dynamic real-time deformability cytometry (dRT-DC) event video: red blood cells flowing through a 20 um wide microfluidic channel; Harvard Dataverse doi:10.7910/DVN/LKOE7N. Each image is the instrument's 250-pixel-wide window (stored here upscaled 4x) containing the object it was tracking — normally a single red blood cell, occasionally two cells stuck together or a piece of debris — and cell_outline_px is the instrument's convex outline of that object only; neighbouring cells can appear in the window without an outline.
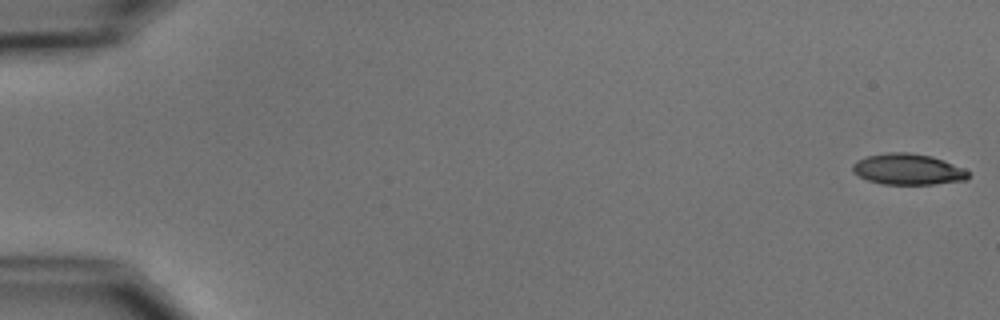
{"species": "common noctule bat (a hibernating species)", "species_latin": "Nyctalus noctula", "temperature_condition": "cold", "stored_images_in_passage": 7, "camera_frame_rate_fps": 3000, "um_per_image_px": 0.085, "animal": {"sex": "male", "body_mass_g": 15.6}, "frame": {"image": 1, "passage_image": 1, "time_ms": 0.0, "image_size_px": [1000, 320], "cell_outline_px": [[968, 180], [936, 184], [880, 184], [868, 180], [852, 172], [852, 164], [856, 160], [868, 156], [888, 152], [908, 152], [932, 156], [944, 160], [964, 168], [968, 172]], "centroid_in_image_um": [77.18, 14.39], "position_along_channel_um": 7.8, "area_um2": 21.04}}
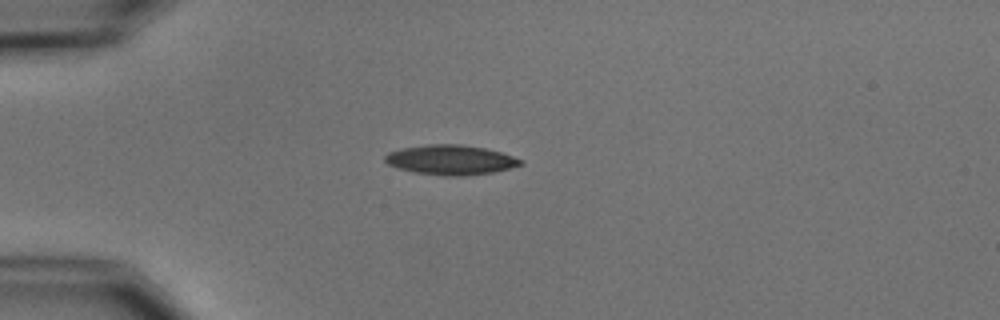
{"frame": {"image": 2, "passage_image": 5, "time_ms": 4.667, "image_size_px": [1000, 320], "cell_outline_px": [[524, 164], [492, 172], [468, 176], [444, 176], [412, 172], [396, 168], [388, 164], [384, 160], [384, 156], [388, 152], [400, 148], [428, 144], [460, 144], [484, 148], [500, 152], [524, 160]], "centroid_in_image_um": [38.26, 13.59], "position_along_channel_um": 46.7, "area_um2": 23.7}}